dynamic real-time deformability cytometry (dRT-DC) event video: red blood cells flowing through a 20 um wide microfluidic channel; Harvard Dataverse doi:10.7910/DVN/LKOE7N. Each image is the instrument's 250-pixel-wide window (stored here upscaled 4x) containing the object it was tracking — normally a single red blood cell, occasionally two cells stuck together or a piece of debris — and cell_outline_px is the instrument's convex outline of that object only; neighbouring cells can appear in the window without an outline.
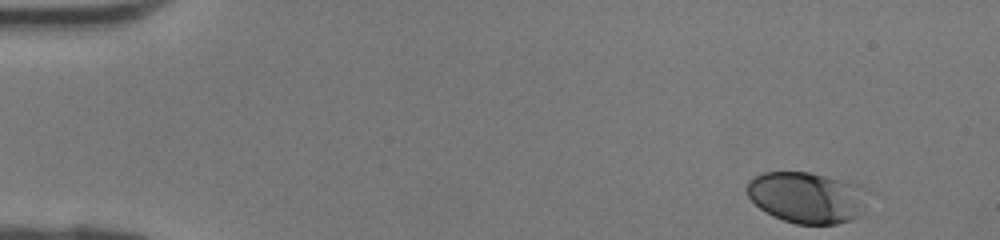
{"species": "human", "species_latin": "Homo sapiens", "temperature_condition": "room temperature", "stored_images_in_passage": 39, "camera_frame_rate_fps": 3000, "um_per_image_px": 0.085, "donor": {"sex": "female"}, "frame": {"image": 1, "passage_image": 1, "time_ms": 0.0, "image_size_px": [1000, 240], "cell_outline_px": [[876, 192], [864, 212], [860, 216], [852, 220], [836, 224], [796, 224], [772, 216], [760, 208], [748, 196], [748, 180], [752, 176], [764, 172], [808, 172], [852, 180]], "centroid_in_image_um": [68.77, 16.77], "position_along_channel_um": 16.2, "area_um2": 37.63}}
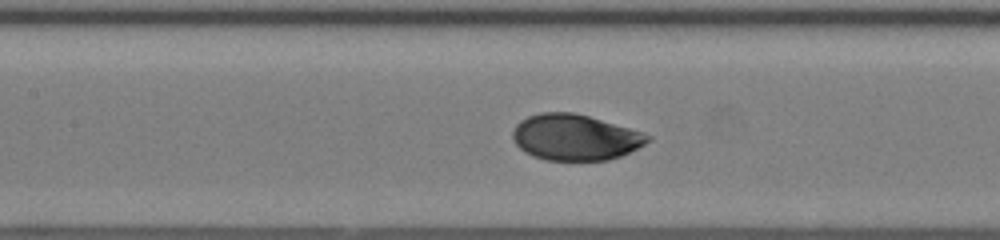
{"frame": {"image": 2, "passage_image": 17, "time_ms": 5.333, "image_size_px": [1000, 240], "cell_outline_px": [[652, 140], [620, 156], [608, 160], [548, 160], [532, 156], [524, 152], [512, 140], [512, 132], [516, 124], [520, 120], [528, 116], [540, 112], [572, 112], [588, 116], [628, 128], [652, 136]], "centroid_in_image_um": [48.83, 11.67], "position_along_channel_um": 158.6, "area_um2": 35.95}}
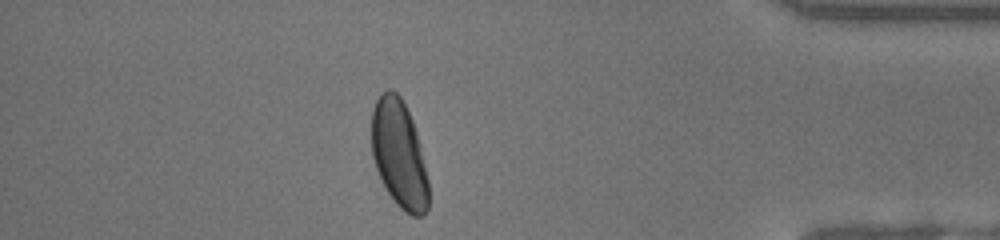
{"frame": {"image": 3, "passage_image": 34, "time_ms": 11.0, "image_size_px": [1000, 240], "cell_outline_px": [[428, 208], [424, 216], [412, 216], [404, 212], [396, 204], [380, 180], [372, 156], [372, 108], [380, 92], [388, 88], [392, 88], [400, 96], [412, 120], [416, 132], [428, 180]], "centroid_in_image_um": [33.9, 13.1], "position_along_channel_um": 401.3, "area_um2": 35.78}}